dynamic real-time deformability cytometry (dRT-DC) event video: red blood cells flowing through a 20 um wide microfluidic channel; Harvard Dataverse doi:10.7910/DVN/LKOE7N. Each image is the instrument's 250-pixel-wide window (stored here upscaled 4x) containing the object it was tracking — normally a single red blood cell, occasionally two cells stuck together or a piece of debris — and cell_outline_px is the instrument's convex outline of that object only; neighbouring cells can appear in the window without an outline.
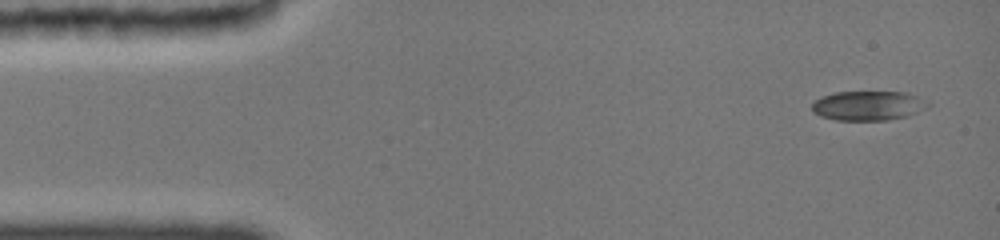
{"species": "common noctule bat (a hibernating species)", "species_latin": "Nyctalus noctula", "temperature_condition": "cold", "stored_images_in_passage": 17, "camera_frame_rate_fps": 3000, "um_per_image_px": 0.085, "animal": {"sex": "female", "body_mass_g": 19.0, "forearm_length_mm": 51.5}, "frame": {"image": 1, "passage_image": 1, "time_ms": 0.0, "image_size_px": [1000, 240], "cell_outline_px": [[932, 104], [928, 108], [904, 116], [884, 120], [836, 120], [824, 116], [816, 112], [812, 108], [812, 104], [820, 96], [836, 92], [908, 92], [928, 100]], "centroid_in_image_um": [73.86, 8.96], "position_along_channel_um": 11.1, "area_um2": 19.83}}
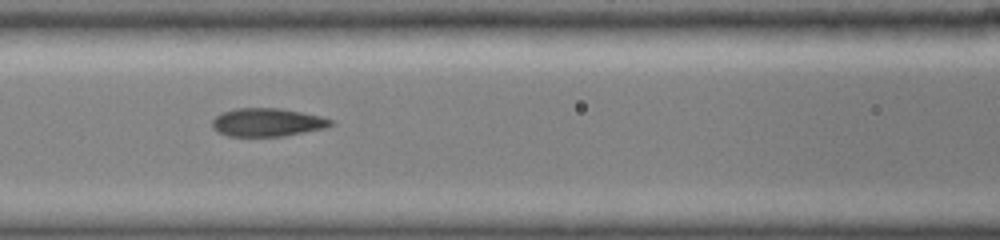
{"frame": {"image": 2, "passage_image": 10, "time_ms": 6.0, "image_size_px": [1000, 240], "cell_outline_px": [[332, 124], [324, 128], [280, 136], [232, 136], [220, 132], [212, 124], [212, 120], [216, 116], [224, 112], [240, 108], [280, 108], [320, 116], [332, 120]], "centroid_in_image_um": [22.72, 10.39], "position_along_channel_um": 143.9, "area_um2": 18.9}}
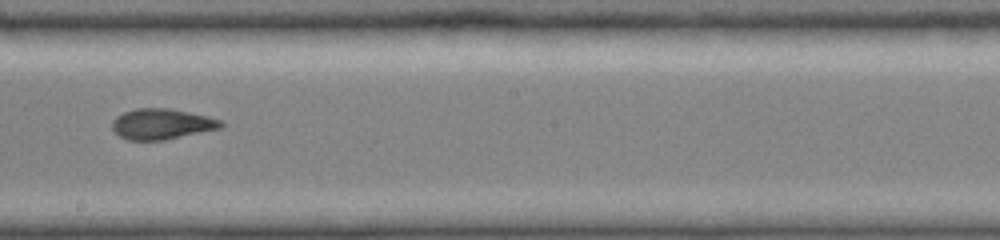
{"frame": {"image": 3, "passage_image": 15, "time_ms": 8.333, "image_size_px": [1000, 240], "cell_outline_px": [[224, 124], [220, 128], [164, 140], [128, 140], [120, 136], [112, 128], [112, 124], [116, 116], [124, 112], [136, 108], [168, 108], [188, 112], [220, 120]], "centroid_in_image_um": [13.71, 10.54], "position_along_channel_um": 234.5, "area_um2": 19.07}}